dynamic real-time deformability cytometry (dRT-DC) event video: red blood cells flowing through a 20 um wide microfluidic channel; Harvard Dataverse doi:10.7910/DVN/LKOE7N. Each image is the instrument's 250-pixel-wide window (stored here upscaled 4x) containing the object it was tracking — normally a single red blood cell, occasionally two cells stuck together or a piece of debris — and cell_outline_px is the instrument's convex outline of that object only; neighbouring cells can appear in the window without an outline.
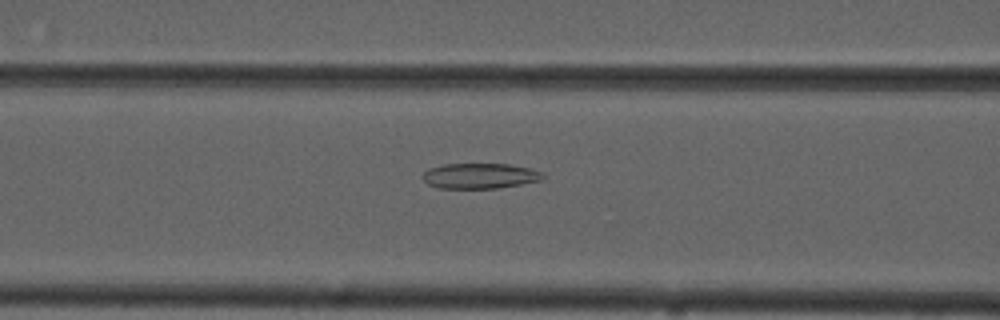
{"species": "common noctule bat (a hibernating species)", "species_latin": "Nyctalus noctula", "temperature_condition": "cold", "stored_images_in_passage": 41, "camera_frame_rate_fps": 3000, "um_per_image_px": 0.085, "animal": {"sex": "male", "forearm_length_mm": 52.5}, "frame": {"image": 1, "passage_image": 14, "time_ms": 4.333, "image_size_px": [1000, 320], "cell_outline_px": [[544, 180], [496, 188], [440, 188], [428, 184], [420, 176], [428, 168], [444, 164], [508, 164], [532, 168], [544, 172]], "centroid_in_image_um": [40.81, 14.94], "position_along_channel_um": 125.8, "area_um2": 17.92}}
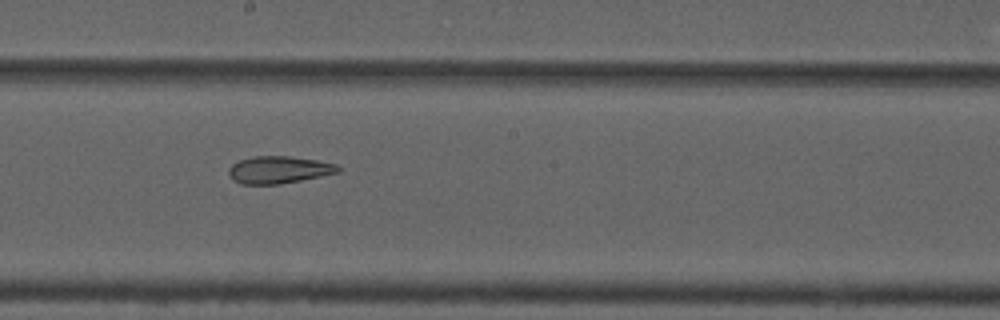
{"frame": {"image": 2, "passage_image": 22, "time_ms": 7.0, "image_size_px": [1000, 320], "cell_outline_px": [[340, 172], [280, 184], [240, 184], [232, 180], [228, 172], [228, 168], [232, 164], [240, 160], [256, 156], [288, 156], [316, 160], [336, 164], [340, 168]], "centroid_in_image_um": [23.67, 14.43], "position_along_channel_um": 224.5, "area_um2": 17.28}}
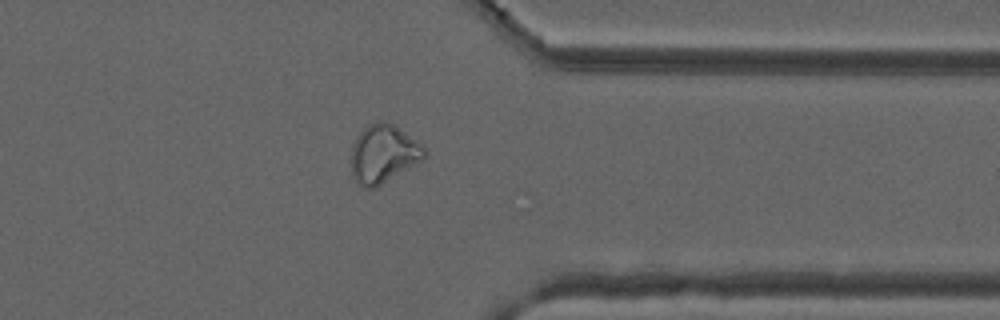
{"frame": {"image": 3, "passage_image": 35, "time_ms": 11.333, "image_size_px": [1000, 320], "cell_outline_px": [[428, 152], [420, 160], [376, 188], [364, 188], [352, 176], [352, 144], [356, 136], [368, 124], [376, 120], [384, 120], [392, 124], [424, 148]], "centroid_in_image_um": [32.53, 13.07], "position_along_channel_um": 378.9, "area_um2": 24.28}, "authors_computed_cell_mechanics": {"area_um2": 19.941, "velocity_mm_per_s": 3.7071, "shape_relaxation_time_tau1_ms": null, "shape_relaxation_time_tau2_ms": 5.0293, "deformation_change_tau1": null, "deformation_change_tau2": 0.1289}}